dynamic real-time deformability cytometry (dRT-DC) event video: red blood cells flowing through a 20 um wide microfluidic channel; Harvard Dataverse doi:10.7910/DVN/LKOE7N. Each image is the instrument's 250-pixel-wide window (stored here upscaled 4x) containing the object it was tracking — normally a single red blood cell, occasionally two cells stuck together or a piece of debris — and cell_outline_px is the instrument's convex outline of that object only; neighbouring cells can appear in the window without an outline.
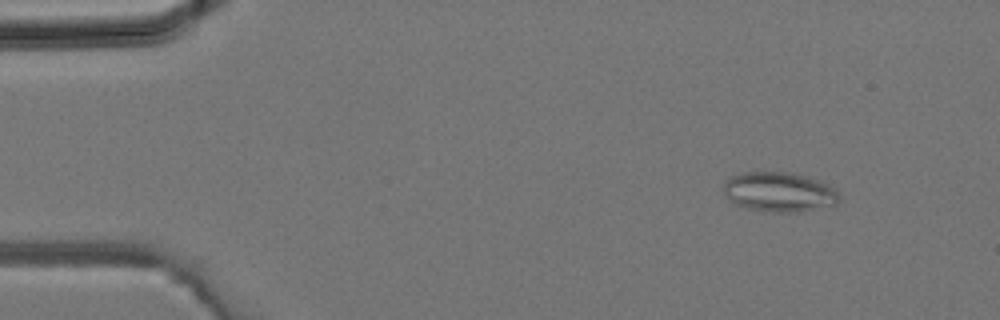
{"species": "common noctule bat (a hibernating species)", "species_latin": "Nyctalus noctula", "temperature_condition": "room temperature", "stored_images_in_passage": 3, "camera_frame_rate_fps": 3000, "um_per_image_px": 0.085, "animal": {"sex": "male", "body_mass_g": 19.2, "forearm_length_mm": 51.8}, "frame": {"image": 1, "passage_image": 1, "time_ms": 0.0, "image_size_px": [1000, 320], "cell_outline_px": [[840, 196], [836, 204], [800, 212], [776, 212], [748, 208], [736, 204], [728, 200], [724, 192], [724, 180], [728, 176], [740, 172], [792, 172], [808, 176], [820, 180], [836, 188]], "centroid_in_image_um": [66.23, 16.29], "position_along_channel_um": 18.8, "area_um2": 27.11}}